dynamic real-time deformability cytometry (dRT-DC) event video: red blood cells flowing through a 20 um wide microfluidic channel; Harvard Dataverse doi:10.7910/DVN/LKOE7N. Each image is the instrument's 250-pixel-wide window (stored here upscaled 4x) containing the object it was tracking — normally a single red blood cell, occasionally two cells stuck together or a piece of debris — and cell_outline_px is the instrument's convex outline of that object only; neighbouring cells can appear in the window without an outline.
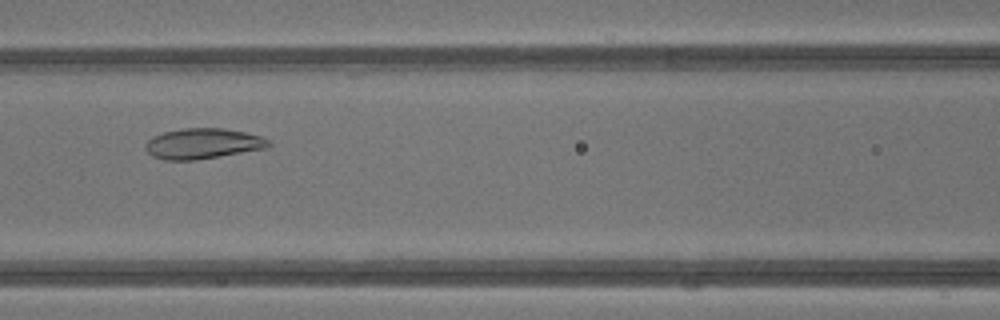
{"species": "common noctule bat (a hibernating species)", "species_latin": "Nyctalus noctula", "temperature_condition": "warm", "stored_images_in_passage": 39, "camera_frame_rate_fps": 3000, "um_per_image_px": 0.085, "animal": {"sex": "male", "body_mass_g": 13.3}, "frame": {"image": 1, "passage_image": 16, "time_ms": 5.0, "image_size_px": [1000, 320], "cell_outline_px": [[272, 144], [264, 148], [196, 160], [164, 160], [152, 156], [144, 148], [144, 144], [152, 136], [164, 132], [184, 128], [224, 128], [244, 132], [260, 136], [268, 140]], "centroid_in_image_um": [17.18, 12.2], "position_along_channel_um": 149.4, "area_um2": 21.73}}
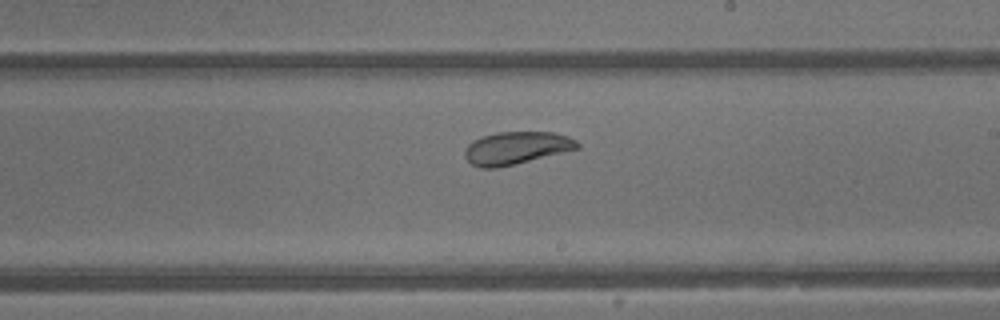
{"frame": {"image": 2, "passage_image": 22, "time_ms": 7.0, "image_size_px": [1000, 320], "cell_outline_px": [[580, 148], [516, 164], [496, 168], [480, 168], [472, 164], [464, 156], [464, 152], [468, 144], [472, 140], [496, 132], [552, 132], [568, 136], [576, 140], [580, 144]], "centroid_in_image_um": [43.89, 12.58], "position_along_channel_um": 245.1, "area_um2": 21.44}}
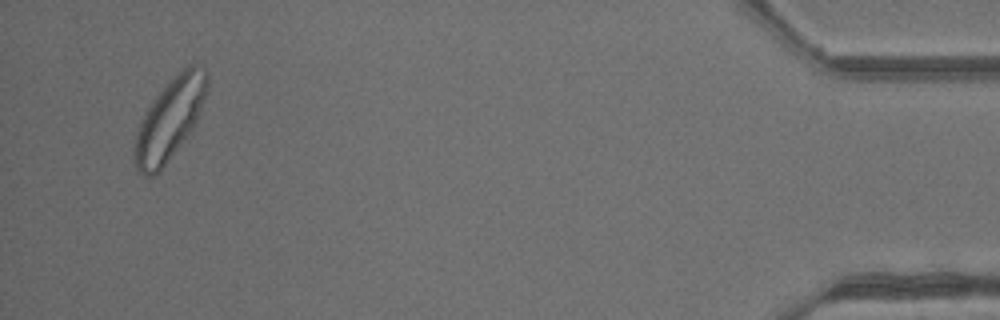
{"frame": {"image": 3, "passage_image": 38, "time_ms": 12.333, "image_size_px": [1000, 320], "cell_outline_px": [[208, 92], [200, 112], [192, 128], [160, 172], [152, 176], [144, 176], [136, 168], [132, 160], [132, 148], [136, 132], [140, 120], [144, 112], [152, 100], [188, 64], [196, 64], [204, 68], [208, 72]], "centroid_in_image_um": [14.4, 10.17], "position_along_channel_um": 420.8, "area_um2": 34.39}, "authors_computed_cell_mechanics": {"area_um2": 26.7036, "velocity_mm_per_s": 4.8016, "shape_relaxation_time_tau1_ms": 1.8844, "shape_relaxation_time_tau2_ms": 1.5884, "deformation_change_tau1": 0.0929, "deformation_change_tau2": 0.0518}}